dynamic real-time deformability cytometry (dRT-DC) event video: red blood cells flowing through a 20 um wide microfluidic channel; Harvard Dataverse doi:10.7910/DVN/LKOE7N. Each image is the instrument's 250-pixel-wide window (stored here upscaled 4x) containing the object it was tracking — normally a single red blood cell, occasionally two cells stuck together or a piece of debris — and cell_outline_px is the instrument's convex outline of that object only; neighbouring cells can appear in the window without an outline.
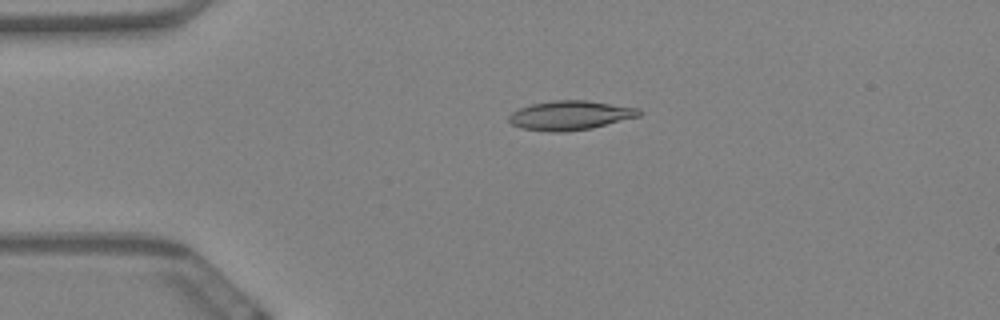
{"species": "Egyptian fruit bat (a non-hibernating species)", "species_latin": "Rousettus aegyptiacus", "temperature_condition": "warm", "stored_images_in_passage": 61, "camera_frame_rate_fps": 3000, "um_per_image_px": 0.085, "animal": {"sex": "female"}, "frame": {"image": 1, "passage_image": 14, "time_ms": 4.333, "image_size_px": [1000, 320], "cell_outline_px": [[640, 116], [592, 128], [564, 132], [552, 132], [524, 128], [512, 124], [508, 120], [508, 116], [512, 112], [520, 108], [532, 104], [552, 100], [588, 100], [640, 108]], "centroid_in_image_um": [48.49, 9.8], "position_along_channel_um": 36.5, "area_um2": 22.14}}
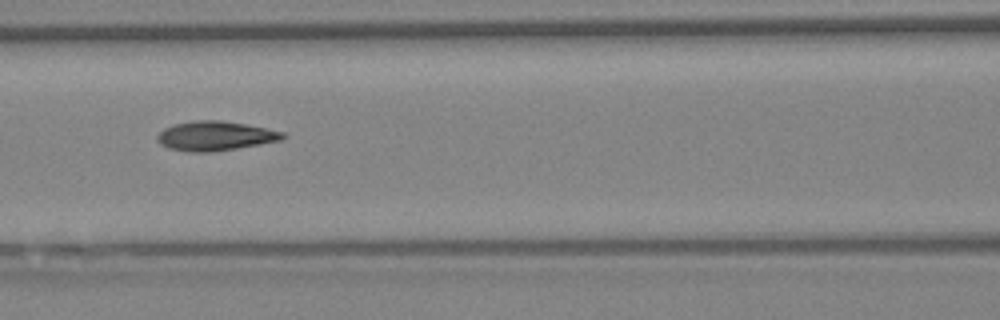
{"frame": {"image": 2, "passage_image": 27, "time_ms": 8.667, "image_size_px": [1000, 320], "cell_outline_px": [[288, 136], [280, 140], [236, 148], [212, 152], [192, 152], [168, 148], [160, 144], [156, 140], [156, 136], [164, 128], [172, 124], [196, 120], [220, 120], [244, 124], [284, 132]], "centroid_in_image_um": [18.24, 11.55], "position_along_channel_um": 148.4, "area_um2": 21.39}}
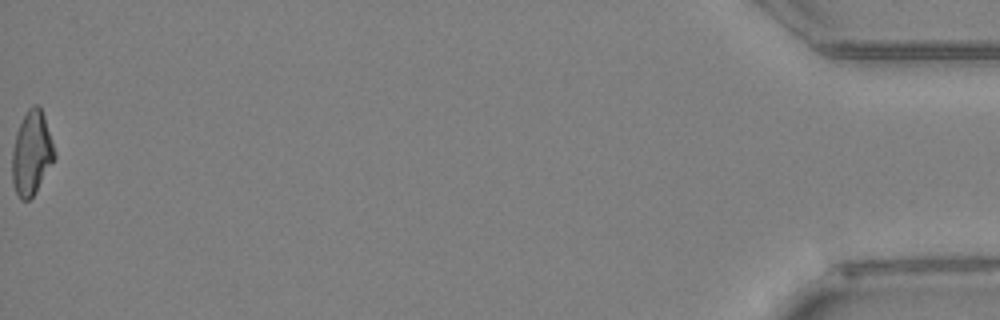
{"frame": {"image": 3, "passage_image": 61, "time_ms": 20.0, "image_size_px": [1000, 320], "cell_outline_px": [[56, 156], [36, 192], [28, 200], [20, 200], [12, 184], [12, 152], [16, 132], [28, 108], [32, 104], [36, 104], [40, 108], [44, 116], [56, 152]], "centroid_in_image_um": [2.68, 13.03], "position_along_channel_um": 432.5, "area_um2": 20.63}, "authors_computed_cell_mechanics": {"area_um2": 20.7502, "velocity_mm_per_s": 3.4175, "shape_relaxation_time_tau1_ms": null, "shape_relaxation_time_tau2_ms": 2.6021, "deformation_change_tau1": null, "deformation_change_tau2": 0.1022}}